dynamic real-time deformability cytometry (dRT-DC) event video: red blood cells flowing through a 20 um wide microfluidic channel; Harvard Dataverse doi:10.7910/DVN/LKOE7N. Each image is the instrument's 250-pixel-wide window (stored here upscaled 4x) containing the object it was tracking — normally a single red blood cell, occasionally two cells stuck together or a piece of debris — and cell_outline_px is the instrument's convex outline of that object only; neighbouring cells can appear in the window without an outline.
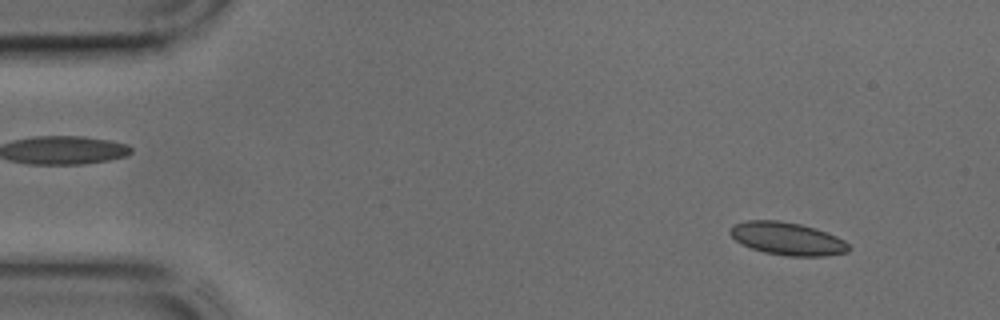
{"species": "common noctule bat (a hibernating species)", "species_latin": "Nyctalus noctula", "temperature_condition": "cold", "stored_images_in_passage": 22, "camera_frame_rate_fps": 3000, "um_per_image_px": 0.085, "animal": {"sex": "male", "body_mass_g": 17.9, "forearm_length_mm": 54.2}, "frame": {"image": 1, "passage_image": 4, "time_ms": 1.0, "image_size_px": [1000, 320], "cell_outline_px": [[852, 248], [848, 252], [824, 256], [788, 256], [764, 252], [752, 248], [736, 240], [728, 232], [728, 228], [732, 224], [748, 220], [780, 220], [800, 224], [816, 228], [836, 236], [844, 240]], "centroid_in_image_um": [66.92, 20.28], "position_along_channel_um": 18.1, "area_um2": 22.77}}
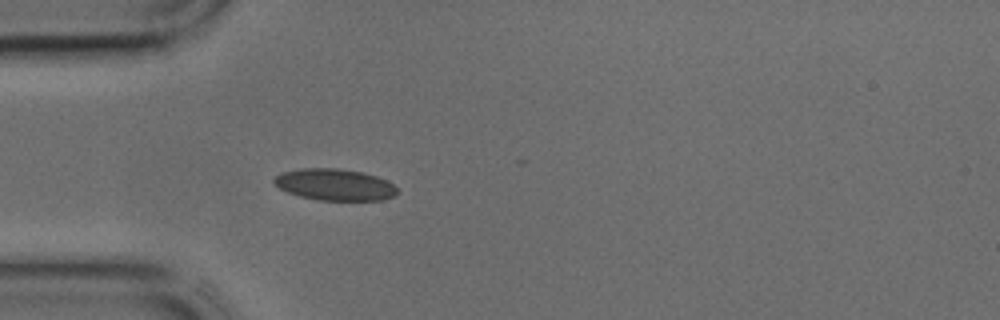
{"frame": {"image": 2, "passage_image": 12, "time_ms": 3.667, "image_size_px": [1000, 320], "cell_outline_px": [[396, 196], [384, 200], [316, 200], [300, 196], [288, 192], [280, 188], [272, 180], [280, 172], [300, 168], [336, 168], [360, 172], [376, 176], [392, 184], [396, 188]], "centroid_in_image_um": [28.42, 15.7], "position_along_channel_um": 56.6, "area_um2": 22.54}}